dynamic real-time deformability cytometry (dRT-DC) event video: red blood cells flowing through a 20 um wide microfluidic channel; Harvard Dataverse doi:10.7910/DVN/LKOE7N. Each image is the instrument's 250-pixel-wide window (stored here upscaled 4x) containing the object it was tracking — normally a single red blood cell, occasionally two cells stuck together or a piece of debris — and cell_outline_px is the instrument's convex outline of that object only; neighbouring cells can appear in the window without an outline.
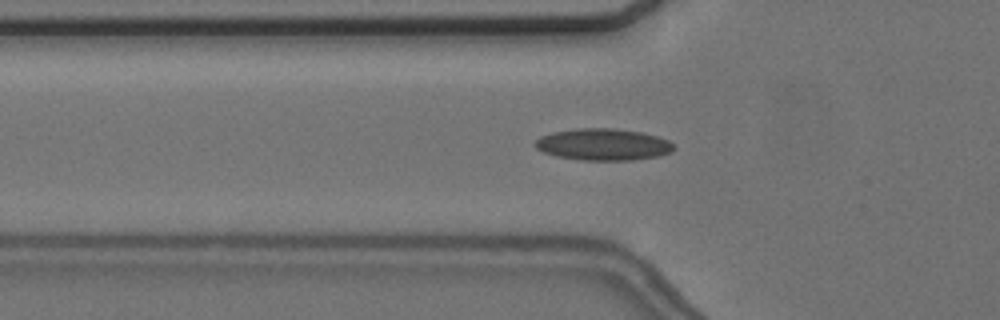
{"species": "common noctule bat (a hibernating species)", "species_latin": "Nyctalus noctula", "temperature_condition": "cold", "stored_images_in_passage": 40, "camera_frame_rate_fps": 3000, "um_per_image_px": 0.085, "animal": {"sex": "female", "body_mass_g": 24.6, "forearm_length_mm": 56.2}, "frame": {"image": 1, "passage_image": 3, "time_ms": 0.667, "image_size_px": [1000, 320], "cell_outline_px": [[676, 148], [672, 152], [660, 156], [632, 160], [584, 160], [556, 156], [544, 152], [536, 148], [532, 144], [540, 136], [552, 132], [576, 128], [612, 128], [640, 132], [656, 136], [668, 140]], "centroid_in_image_um": [51.26, 12.28], "position_along_channel_um": 74.5, "area_um2": 25.72}}
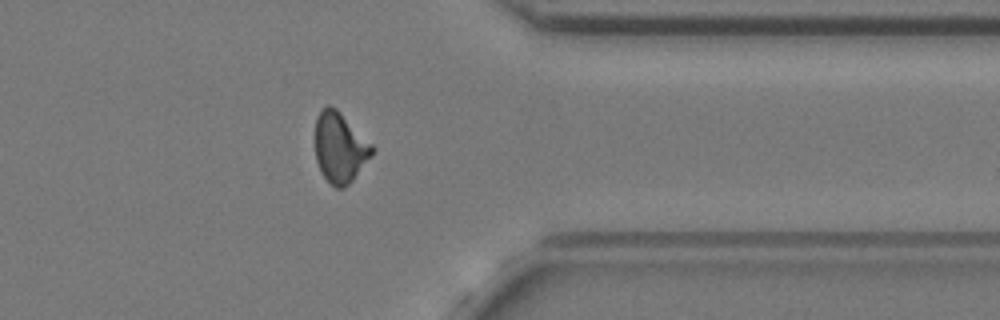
{"frame": {"image": 2, "passage_image": 29, "time_ms": 9.333, "image_size_px": [1000, 320], "cell_outline_px": [[376, 148], [372, 156], [352, 180], [344, 188], [336, 188], [320, 172], [316, 160], [316, 116], [328, 104], [336, 108]], "centroid_in_image_um": [28.9, 12.55], "position_along_channel_um": 382.5, "area_um2": 23.12}}
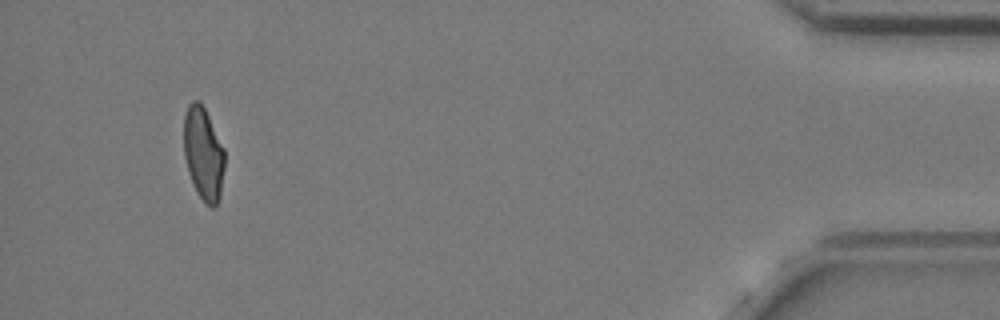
{"frame": {"image": 3, "passage_image": 37, "time_ms": 12.0, "image_size_px": [1000, 320], "cell_outline_px": [[224, 168], [220, 196], [216, 204], [212, 208], [204, 204], [196, 192], [192, 184], [188, 172], [184, 156], [184, 116], [188, 104], [192, 100], [200, 100], [224, 148]], "centroid_in_image_um": [17.27, 13.08], "position_along_channel_um": 417.9, "area_um2": 22.25}, "authors_computed_cell_mechanics": {"area_um2": 23.1489, "velocity_mm_per_s": 3.6616, "shape_relaxation_time_tau1_ms": null, "shape_relaxation_time_tau2_ms": 1.8344, "deformation_change_tau1": null, "deformation_change_tau2": 0.0924}}